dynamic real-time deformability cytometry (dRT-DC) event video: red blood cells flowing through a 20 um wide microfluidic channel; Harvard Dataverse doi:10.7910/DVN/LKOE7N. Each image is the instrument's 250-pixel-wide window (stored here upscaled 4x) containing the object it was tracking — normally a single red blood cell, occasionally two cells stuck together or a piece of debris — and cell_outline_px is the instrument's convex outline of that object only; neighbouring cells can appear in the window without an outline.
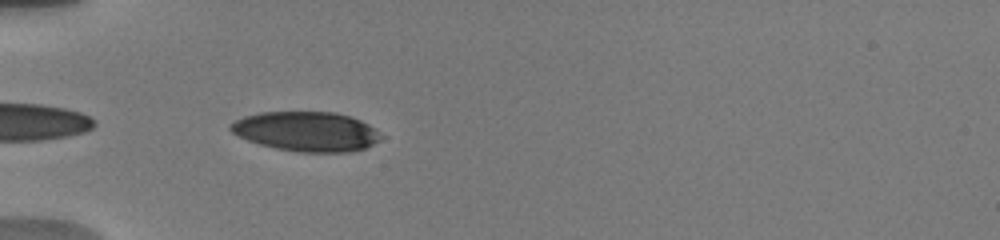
{"species": "human", "species_latin": "Homo sapiens", "temperature_condition": "warm", "stored_images_in_passage": 31, "camera_frame_rate_fps": 3000, "um_per_image_px": 0.085, "donor": {"sex": "male"}, "frame": {"image": 1, "passage_image": 3, "time_ms": 0.333, "image_size_px": [1000, 240], "cell_outline_px": [[384, 136], [380, 140], [364, 148], [348, 152], [296, 152], [276, 148], [260, 144], [248, 140], [232, 132], [228, 128], [228, 124], [244, 116], [260, 112], [336, 112], [360, 120], [368, 124]], "centroid_in_image_um": [26.04, 11.17], "position_along_channel_um": 59.0, "area_um2": 34.68}}
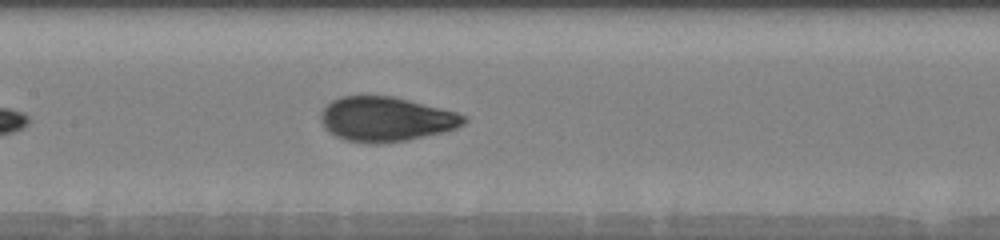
{"frame": {"image": 2, "passage_image": 17, "time_ms": 3.667, "image_size_px": [1000, 240], "cell_outline_px": [[468, 120], [464, 124], [448, 132], [408, 140], [380, 144], [368, 144], [344, 140], [328, 132], [324, 128], [320, 120], [320, 112], [332, 100], [340, 96], [392, 96], [456, 112], [468, 116]], "centroid_in_image_um": [32.81, 10.15], "position_along_channel_um": 174.6, "area_um2": 37.63}}
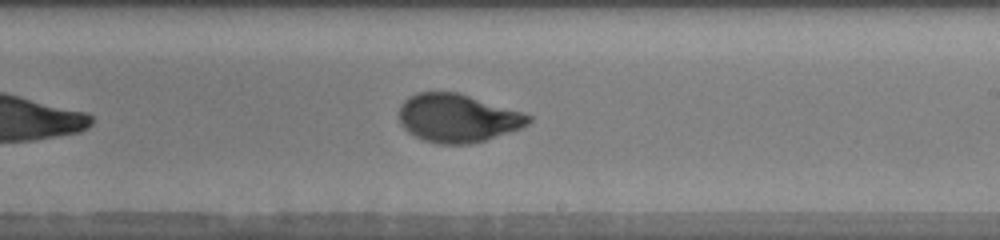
{"frame": {"image": 3, "passage_image": 26, "time_ms": 5.667, "image_size_px": [1000, 240], "cell_outline_px": [[532, 120], [528, 124], [520, 128], [484, 140], [468, 144], [440, 144], [424, 140], [408, 132], [400, 124], [400, 104], [408, 96], [416, 92], [456, 92], [520, 112], [532, 116]], "centroid_in_image_um": [38.84, 10.04], "position_along_channel_um": 250.2, "area_um2": 35.89}}